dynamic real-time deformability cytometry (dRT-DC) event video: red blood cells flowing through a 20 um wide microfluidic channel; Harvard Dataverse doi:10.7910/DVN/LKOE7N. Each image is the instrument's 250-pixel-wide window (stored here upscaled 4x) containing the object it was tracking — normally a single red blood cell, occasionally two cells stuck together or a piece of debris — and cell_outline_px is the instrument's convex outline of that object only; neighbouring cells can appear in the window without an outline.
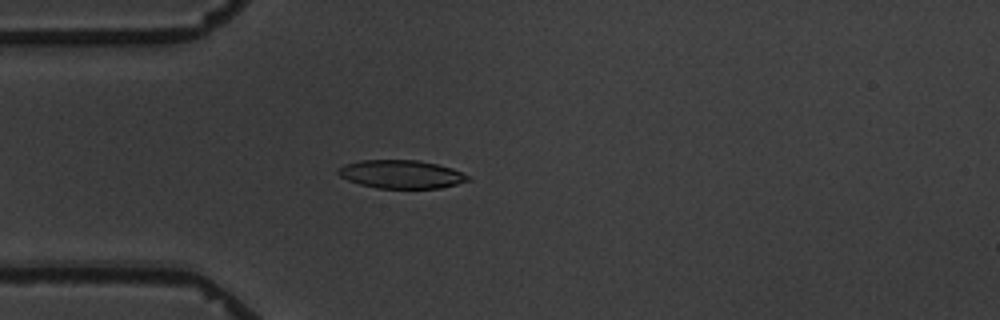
{"species": "common noctule bat (a hibernating species)", "species_latin": "Nyctalus noctula", "temperature_condition": "warm", "stored_images_in_passage": 4, "camera_frame_rate_fps": 3000, "um_per_image_px": 0.085, "animal": {"sex": "male", "body_mass_g": 19.5, "forearm_length_mm": 54.6}, "frame": {"image": 1, "passage_image": 3, "time_ms": 3.0, "image_size_px": [1000, 320], "cell_outline_px": [[472, 180], [440, 188], [376, 188], [360, 184], [348, 180], [340, 176], [336, 172], [344, 164], [360, 160], [420, 160], [452, 168], [468, 176]], "centroid_in_image_um": [34.1, 14.81], "position_along_channel_um": 50.9, "area_um2": 21.33}}